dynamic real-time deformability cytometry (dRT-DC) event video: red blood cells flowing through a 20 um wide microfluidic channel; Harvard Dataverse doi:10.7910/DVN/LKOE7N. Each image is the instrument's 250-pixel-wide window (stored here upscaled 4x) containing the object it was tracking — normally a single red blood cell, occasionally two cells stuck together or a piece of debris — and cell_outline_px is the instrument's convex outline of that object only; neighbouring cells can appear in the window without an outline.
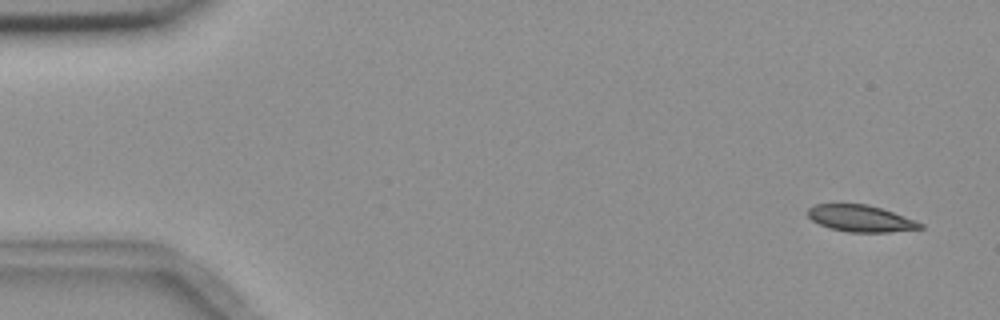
{"species": "common noctule bat (a hibernating species)", "species_latin": "Nyctalus noctula", "temperature_condition": "room temperature", "stored_images_in_passage": 5, "camera_frame_rate_fps": 3000, "um_per_image_px": 0.085, "animal": {"sex": "female", "body_mass_g": 18.4}, "frame": {"image": 1, "passage_image": 1, "time_ms": 0.0, "image_size_px": [1000, 320], "cell_outline_px": [[924, 228], [888, 232], [848, 232], [832, 228], [820, 224], [812, 220], [808, 216], [808, 208], [816, 204], [868, 204], [892, 212], [924, 224]], "centroid_in_image_um": [73.15, 18.57], "position_along_channel_um": 11.9, "area_um2": 17.17}}
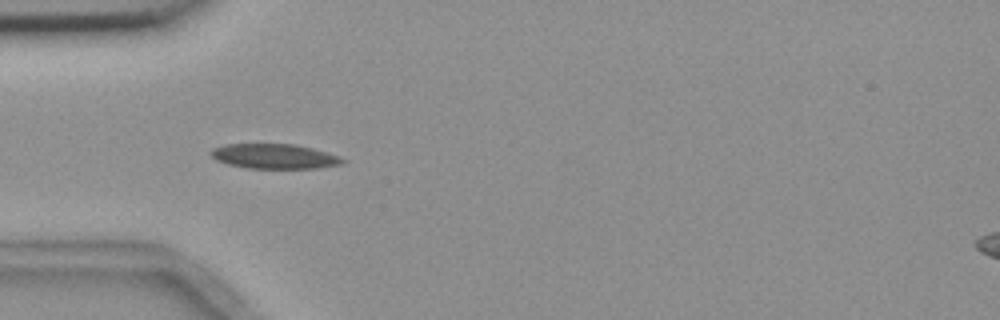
{"frame": {"image": 2, "passage_image": 5, "time_ms": 4.667, "image_size_px": [1000, 320], "cell_outline_px": [[344, 160], [340, 164], [316, 168], [248, 168], [228, 164], [216, 160], [212, 156], [212, 148], [224, 144], [296, 144], [312, 148], [340, 156]], "centroid_in_image_um": [23.3, 13.28], "position_along_channel_um": 61.7, "area_um2": 18.84}}